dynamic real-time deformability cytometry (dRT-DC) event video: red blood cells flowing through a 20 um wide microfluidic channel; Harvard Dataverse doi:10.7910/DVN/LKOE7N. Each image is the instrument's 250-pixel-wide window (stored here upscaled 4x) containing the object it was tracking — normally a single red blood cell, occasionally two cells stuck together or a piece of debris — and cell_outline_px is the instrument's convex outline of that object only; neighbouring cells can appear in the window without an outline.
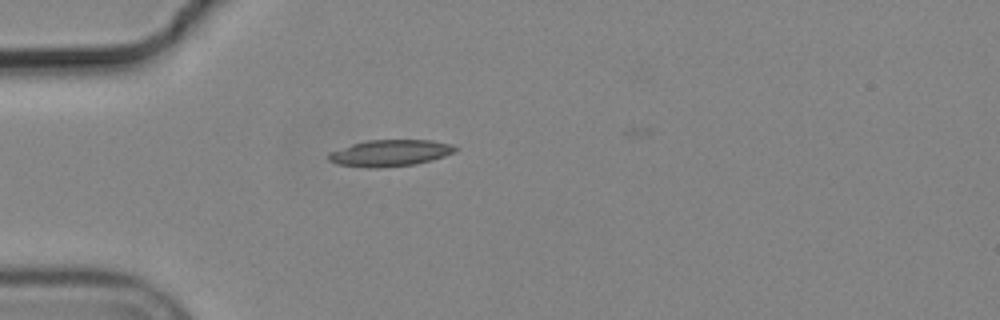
{"species": "common noctule bat (a hibernating species)", "species_latin": "Nyctalus noctula", "temperature_condition": "cold", "stored_images_in_passage": 29, "camera_frame_rate_fps": 3000, "um_per_image_px": 0.085, "animal": {"sex": "male", "body_mass_g": 19.2, "forearm_length_mm": 51.8}, "frame": {"image": 1, "passage_image": 1, "time_ms": 0.0, "image_size_px": [1000, 320], "cell_outline_px": [[460, 148], [444, 156], [432, 160], [416, 164], [380, 168], [368, 168], [336, 164], [328, 160], [328, 152], [352, 144], [368, 140], [432, 140], [452, 144]], "centroid_in_image_um": [33.14, 13.01], "position_along_channel_um": 51.9, "area_um2": 19.71}}
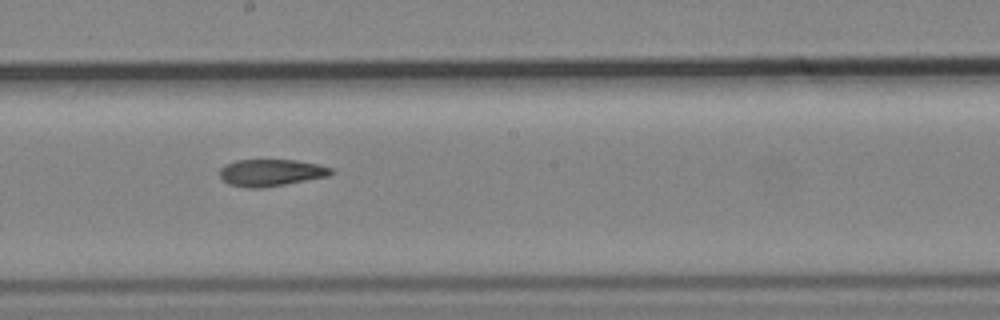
{"frame": {"image": 2, "passage_image": 16, "time_ms": 5.0, "image_size_px": [1000, 320], "cell_outline_px": [[336, 172], [328, 176], [264, 188], [248, 188], [228, 184], [220, 176], [220, 168], [224, 164], [236, 160], [296, 160], [316, 164], [332, 168]], "centroid_in_image_um": [23.02, 14.68], "position_along_channel_um": 225.2, "area_um2": 17.51}}
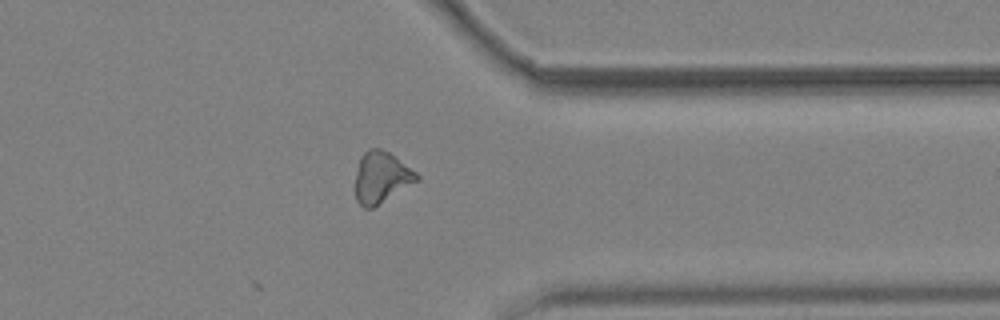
{"frame": {"image": 3, "passage_image": 29, "time_ms": 9.333, "image_size_px": [1000, 320], "cell_outline_px": [[420, 180], [372, 208], [364, 208], [356, 200], [352, 188], [360, 156], [368, 148], [380, 148], [388, 152], [416, 172], [420, 176]], "centroid_in_image_um": [32.36, 15.09], "position_along_channel_um": 379.0, "area_um2": 18.67}, "authors_computed_cell_mechanics": {"area_um2": 18.207, "velocity_mm_per_s": 3.6903, "shape_relaxation_time_tau1_ms": null, "shape_relaxation_time_tau2_ms": 7.0564, "deformation_change_tau1": null, "deformation_change_tau2": 0.1562}}